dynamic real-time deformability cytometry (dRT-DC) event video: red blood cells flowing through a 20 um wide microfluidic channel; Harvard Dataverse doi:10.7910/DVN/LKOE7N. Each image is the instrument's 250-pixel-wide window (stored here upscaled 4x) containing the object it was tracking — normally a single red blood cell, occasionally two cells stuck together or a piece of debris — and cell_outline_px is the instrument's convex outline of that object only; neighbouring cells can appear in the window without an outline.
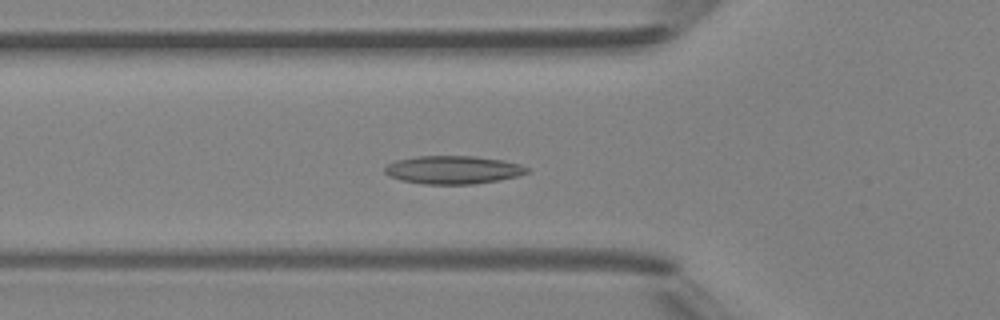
{"species": "Egyptian fruit bat (a non-hibernating species)", "species_latin": "Rousettus aegyptiacus", "temperature_condition": "room temperature", "stored_images_in_passage": 48, "camera_frame_rate_fps": 3000, "um_per_image_px": 0.085, "animal": {"sex": "female"}, "frame": {"image": 1, "passage_image": 17, "time_ms": 5.333, "image_size_px": [1000, 320], "cell_outline_px": [[532, 172], [500, 180], [472, 184], [424, 184], [400, 180], [388, 176], [384, 172], [384, 168], [388, 164], [396, 160], [416, 156], [476, 156], [504, 160], [520, 164], [528, 168]], "centroid_in_image_um": [38.52, 14.43], "position_along_channel_um": 87.3, "area_um2": 23.52}}
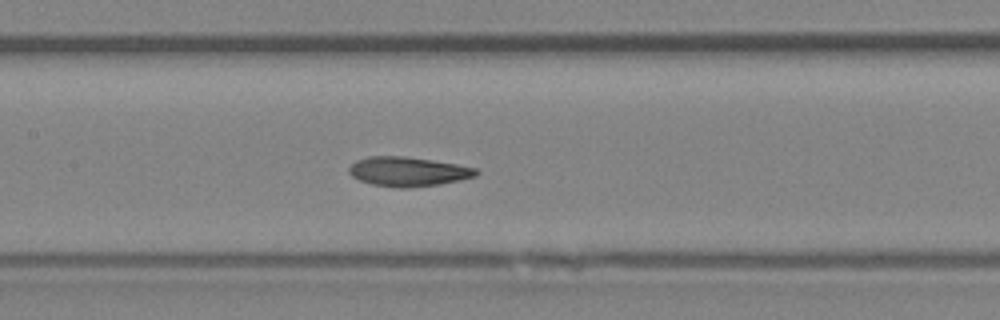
{"frame": {"image": 2, "passage_image": 23, "time_ms": 7.333, "image_size_px": [1000, 320], "cell_outline_px": [[480, 172], [476, 176], [440, 184], [408, 188], [400, 188], [372, 184], [360, 180], [352, 176], [348, 172], [348, 168], [356, 160], [368, 156], [404, 156], [432, 160], [456, 164], [476, 168]], "centroid_in_image_um": [34.67, 14.58], "position_along_channel_um": 172.7, "area_um2": 21.73}}
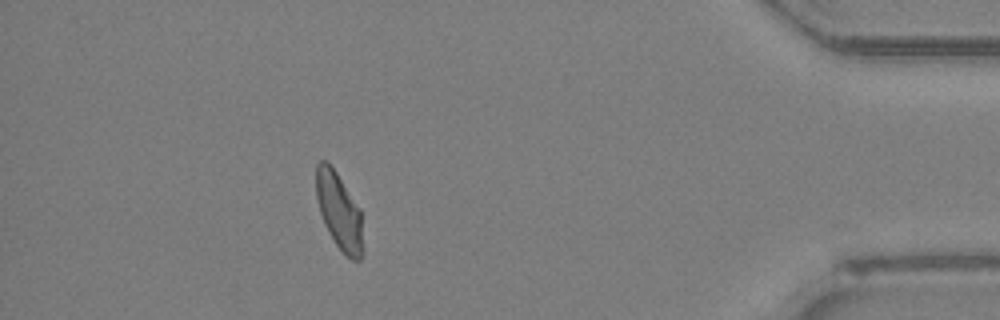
{"frame": {"image": 3, "passage_image": 43, "time_ms": 14.0, "image_size_px": [1000, 320], "cell_outline_px": [[364, 252], [360, 260], [352, 260], [336, 244], [328, 232], [324, 224], [320, 212], [316, 196], [316, 164], [320, 160], [328, 160], [360, 208], [364, 248]], "centroid_in_image_um": [28.83, 17.94], "position_along_channel_um": 406.4, "area_um2": 21.04}, "authors_computed_cell_mechanics": {"area_um2": 21.8195, "velocity_mm_per_s": 4.2705, "shape_relaxation_time_tau1_ms": 5.5307, "shape_relaxation_time_tau2_ms": 2.1996, "deformation_change_tau1": 0.1272, "deformation_change_tau2": 0.0852}}